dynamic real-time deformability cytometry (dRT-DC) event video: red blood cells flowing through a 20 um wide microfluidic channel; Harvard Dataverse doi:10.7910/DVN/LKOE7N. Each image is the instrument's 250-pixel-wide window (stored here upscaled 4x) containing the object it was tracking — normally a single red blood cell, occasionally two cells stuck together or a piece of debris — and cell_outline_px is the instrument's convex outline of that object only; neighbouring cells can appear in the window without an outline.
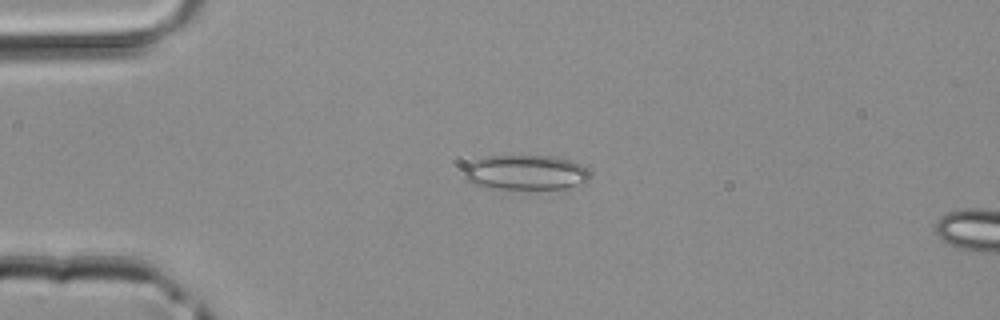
{"species": "common noctule bat (a hibernating species)", "species_latin": "Nyctalus noctula", "temperature_condition": "room temperature", "stored_images_in_passage": 3, "segment_of_instrument_passage": [1, 2], "camera_frame_rate_fps": 3000, "um_per_image_px": 0.085, "animal": {"sex": "male", "body_mass_g": 20.4}, "frame": {"image": 1, "passage_image": 2, "time_ms": 0.333, "image_size_px": [1000, 320], "cell_outline_px": [[588, 184], [564, 188], [488, 188], [472, 184], [464, 176], [464, 168], [472, 160], [488, 156], [556, 156], [572, 160], [580, 164], [588, 172]], "centroid_in_image_um": [44.68, 14.65], "position_along_channel_um": 40.3, "area_um2": 25.66}}